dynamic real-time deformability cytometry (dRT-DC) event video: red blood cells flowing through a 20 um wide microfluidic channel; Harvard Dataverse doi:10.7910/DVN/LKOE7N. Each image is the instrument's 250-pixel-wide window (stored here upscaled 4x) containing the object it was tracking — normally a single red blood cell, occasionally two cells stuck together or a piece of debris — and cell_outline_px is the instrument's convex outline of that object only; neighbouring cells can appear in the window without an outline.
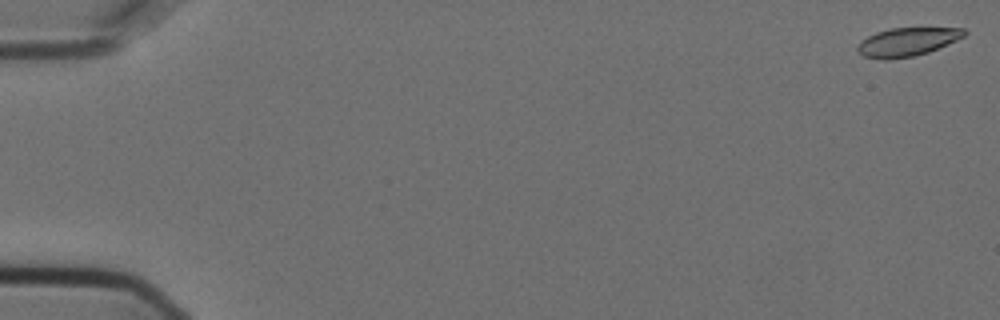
{"species": "Egyptian fruit bat (a non-hibernating species)", "species_latin": "Rousettus aegyptiacus", "temperature_condition": "cold", "stored_images_in_passage": 19, "camera_frame_rate_fps": 3000, "um_per_image_px": 0.085, "animal": {"sex": "female"}, "frame": {"image": 1, "passage_image": 1, "time_ms": 0.0, "image_size_px": [1000, 320], "cell_outline_px": [[968, 32], [964, 36], [956, 40], [928, 52], [912, 56], [888, 60], [880, 60], [864, 56], [856, 48], [860, 40], [876, 32], [892, 28], [964, 28]], "centroid_in_image_um": [77.08, 3.56], "position_along_channel_um": 7.9, "area_um2": 17.63}}
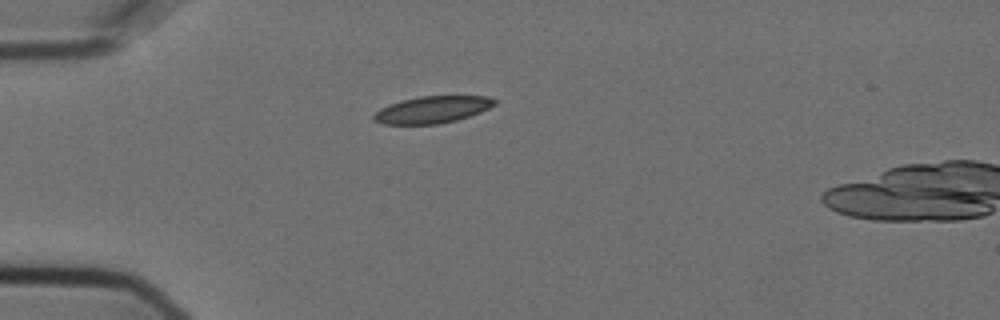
{"frame": {"image": 2, "passage_image": 16, "time_ms": 5.0, "image_size_px": [1000, 320], "cell_outline_px": [[496, 104], [480, 112], [456, 120], [436, 124], [384, 124], [372, 120], [372, 116], [380, 108], [388, 104], [400, 100], [420, 96], [488, 96], [496, 100]], "centroid_in_image_um": [36.71, 9.31], "position_along_channel_um": 48.3, "area_um2": 18.96}}